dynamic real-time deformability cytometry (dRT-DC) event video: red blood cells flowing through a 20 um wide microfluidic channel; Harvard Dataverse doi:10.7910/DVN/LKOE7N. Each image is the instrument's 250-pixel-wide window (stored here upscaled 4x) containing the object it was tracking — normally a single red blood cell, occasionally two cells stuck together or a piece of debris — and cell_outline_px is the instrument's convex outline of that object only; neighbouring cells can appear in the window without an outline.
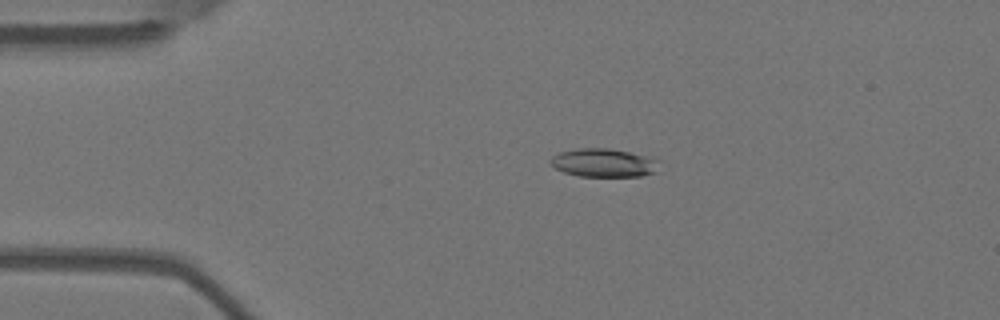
{"species": "Egyptian fruit bat (a non-hibernating species)", "species_latin": "Rousettus aegyptiacus", "temperature_condition": "warm", "stored_images_in_passage": 3, "camera_frame_rate_fps": 3000, "um_per_image_px": 0.085, "animal": {"sex": "female"}, "frame": {"image": 1, "passage_image": 2, "time_ms": 0.333, "image_size_px": [1000, 320], "cell_outline_px": [[660, 160], [656, 172], [640, 176], [580, 176], [564, 172], [556, 168], [548, 160], [552, 156], [560, 152], [576, 148], [608, 148], [628, 152]], "centroid_in_image_um": [51.3, 13.83], "position_along_channel_um": 33.7, "area_um2": 17.86}}